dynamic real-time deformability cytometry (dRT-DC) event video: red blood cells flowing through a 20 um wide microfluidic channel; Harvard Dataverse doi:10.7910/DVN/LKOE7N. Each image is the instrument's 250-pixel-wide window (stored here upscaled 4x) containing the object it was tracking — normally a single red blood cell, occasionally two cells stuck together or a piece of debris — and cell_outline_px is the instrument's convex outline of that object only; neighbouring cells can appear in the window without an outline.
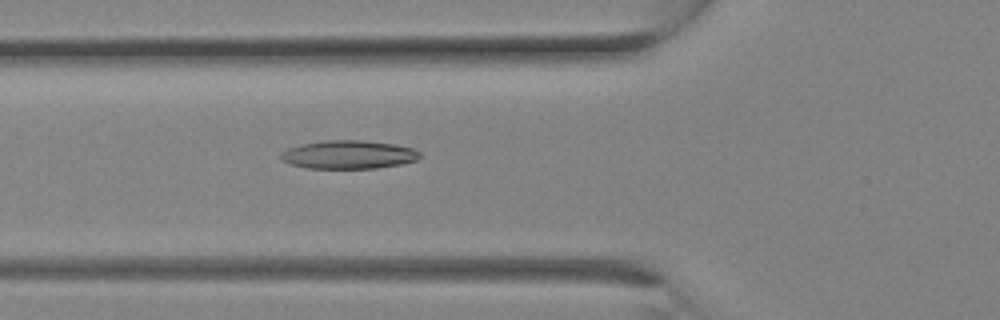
{"species": "Egyptian fruit bat (a non-hibernating species)", "species_latin": "Rousettus aegyptiacus", "temperature_condition": "room temperature", "stored_images_in_passage": 10, "camera_frame_rate_fps": 3000, "um_per_image_px": 0.085, "animal": {"sex": "female"}, "frame": {"image": 1, "passage_image": 10, "time_ms": 3.0, "image_size_px": [1000, 320], "cell_outline_px": [[420, 156], [416, 160], [400, 164], [376, 168], [308, 168], [292, 164], [280, 160], [280, 152], [288, 148], [300, 144], [324, 140], [364, 140], [396, 144], [412, 148], [420, 152]], "centroid_in_image_um": [29.6, 13.13], "position_along_channel_um": 96.2, "area_um2": 23.06}}